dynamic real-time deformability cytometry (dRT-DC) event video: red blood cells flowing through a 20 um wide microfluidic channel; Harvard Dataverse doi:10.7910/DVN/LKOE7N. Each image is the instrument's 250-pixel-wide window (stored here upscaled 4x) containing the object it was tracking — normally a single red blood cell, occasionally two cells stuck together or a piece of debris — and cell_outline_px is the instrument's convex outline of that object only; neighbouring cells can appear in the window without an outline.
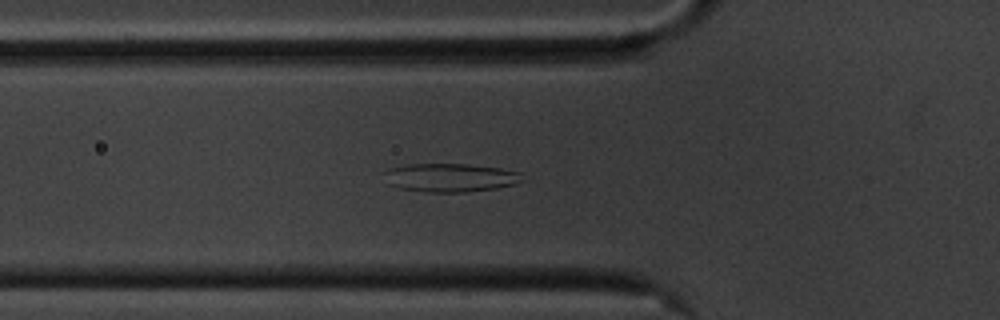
{"species": "common noctule bat (a hibernating species)", "species_latin": "Nyctalus noctula", "temperature_condition": "cold", "stored_images_in_passage": 57, "camera_frame_rate_fps": 3000, "um_per_image_px": 0.085, "animal": {"sex": "male", "body_mass_g": 20.1, "forearm_length_mm": 53.5}, "frame": {"image": 1, "passage_image": 19, "time_ms": 6.0, "image_size_px": [1000, 320], "cell_outline_px": [[524, 180], [516, 184], [496, 188], [468, 192], [428, 192], [400, 188], [388, 184], [380, 172], [388, 168], [408, 164], [468, 164], [500, 168], [520, 172]], "centroid_in_image_um": [38.24, 15.09], "position_along_channel_um": 87.6, "area_um2": 23.24}}
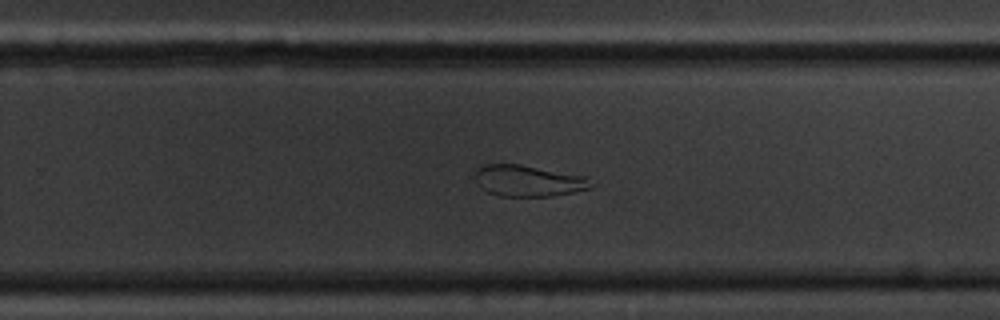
{"frame": {"image": 2, "passage_image": 36, "time_ms": 11.667, "image_size_px": [1000, 320], "cell_outline_px": [[596, 184], [588, 188], [572, 192], [552, 196], [500, 196], [488, 192], [480, 188], [476, 180], [476, 168], [480, 164], [520, 164], [588, 176]], "centroid_in_image_um": [44.92, 15.35], "position_along_channel_um": 284.9, "area_um2": 21.39}}
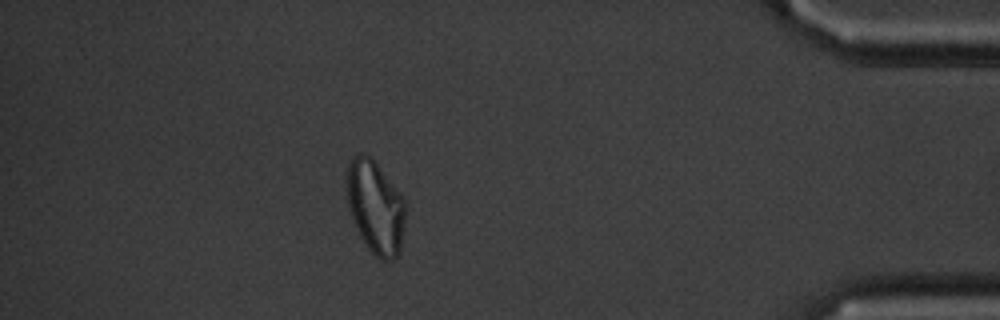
{"frame": {"image": 3, "passage_image": 50, "time_ms": 16.333, "image_size_px": [1000, 320], "cell_outline_px": [[408, 208], [400, 252], [392, 260], [380, 260], [368, 248], [360, 236], [356, 228], [348, 204], [348, 168], [352, 160], [360, 152], [364, 152], [372, 156], [404, 196], [408, 204]], "centroid_in_image_um": [31.99, 17.6], "position_along_channel_um": 403.2, "area_um2": 32.31}, "authors_computed_cell_mechanics": {"area_um2": 27.5706, "velocity_mm_per_s": 3.4783, "shape_relaxation_time_tau1_ms": null, "shape_relaxation_time_tau2_ms": 4.3637, "deformation_change_tau1": null, "deformation_change_tau2": 0.1133}}